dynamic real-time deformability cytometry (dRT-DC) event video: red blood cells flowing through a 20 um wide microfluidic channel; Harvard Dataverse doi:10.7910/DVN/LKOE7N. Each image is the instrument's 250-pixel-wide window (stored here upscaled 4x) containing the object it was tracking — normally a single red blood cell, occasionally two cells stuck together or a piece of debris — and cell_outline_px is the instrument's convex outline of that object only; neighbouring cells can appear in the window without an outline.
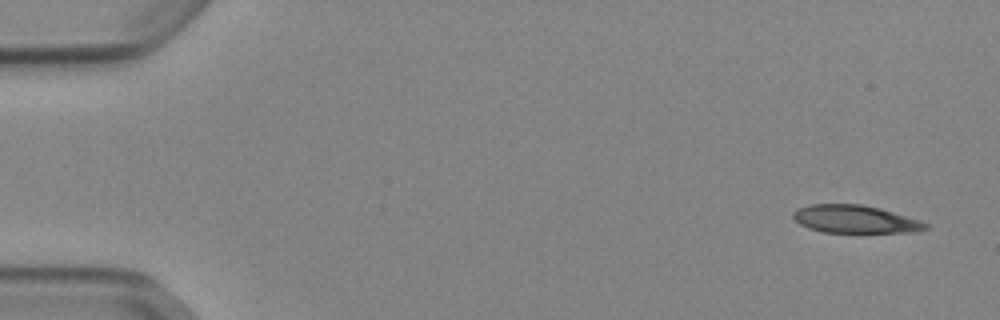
{"species": "Egyptian fruit bat (a non-hibernating species)", "species_latin": "Rousettus aegyptiacus", "temperature_condition": "cold", "stored_images_in_passage": 50, "camera_frame_rate_fps": 3000, "um_per_image_px": 0.085, "animal": {"sex": "female"}, "frame": {"image": 1, "passage_image": 1, "time_ms": 0.0, "image_size_px": [1000, 320], "cell_outline_px": [[928, 228], [920, 232], [824, 232], [808, 228], [800, 224], [792, 216], [792, 212], [796, 208], [808, 204], [860, 204], [880, 208], [920, 220], [928, 224]], "centroid_in_image_um": [72.67, 18.62], "position_along_channel_um": 12.3, "area_um2": 21.56}}
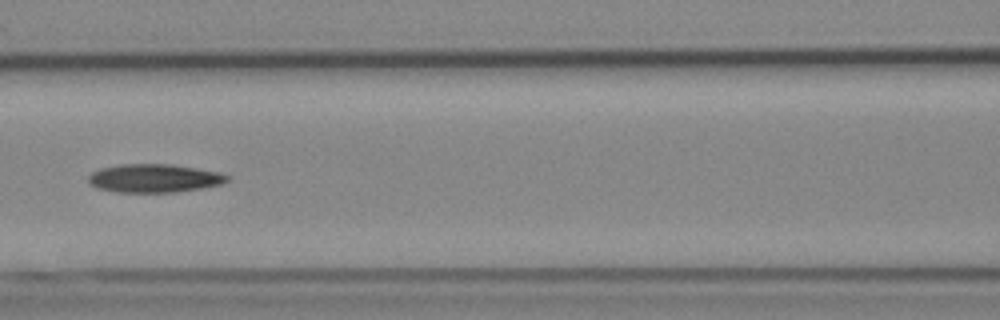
{"frame": {"image": 2, "passage_image": 22, "time_ms": 7.0, "image_size_px": [1000, 320], "cell_outline_px": [[228, 180], [220, 184], [200, 188], [176, 192], [120, 192], [96, 188], [88, 184], [88, 176], [92, 172], [100, 168], [120, 164], [172, 164], [220, 172], [228, 176]], "centroid_in_image_um": [13.06, 15.14], "position_along_channel_um": 153.5, "area_um2": 22.95}}
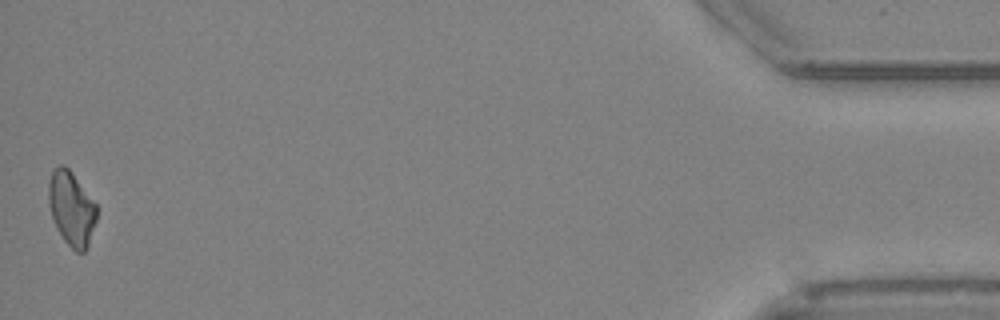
{"frame": {"image": 3, "passage_image": 50, "time_ms": 16.333, "image_size_px": [1000, 320], "cell_outline_px": [[96, 220], [88, 248], [84, 252], [76, 252], [64, 240], [52, 216], [48, 204], [48, 184], [52, 172], [60, 164], [64, 164], [72, 172], [96, 204]], "centroid_in_image_um": [6.08, 17.72], "position_along_channel_um": 429.1, "area_um2": 20.58}}